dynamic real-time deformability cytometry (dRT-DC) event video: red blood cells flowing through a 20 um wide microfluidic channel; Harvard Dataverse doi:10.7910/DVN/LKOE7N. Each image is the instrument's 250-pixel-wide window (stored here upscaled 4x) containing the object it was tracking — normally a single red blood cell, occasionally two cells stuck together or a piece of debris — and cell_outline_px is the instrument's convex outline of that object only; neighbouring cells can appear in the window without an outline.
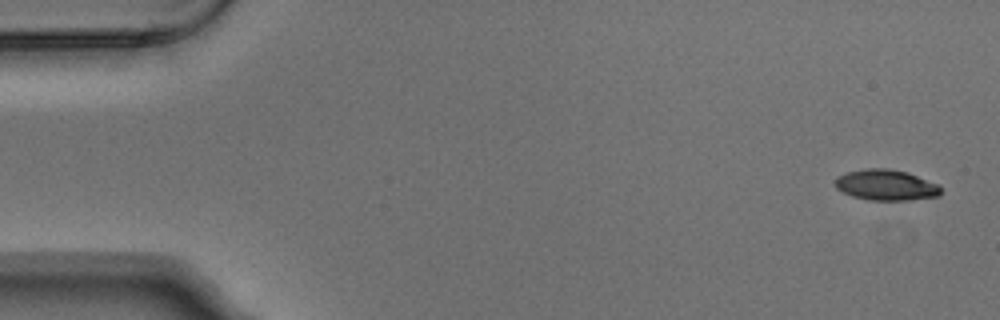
{"species": "Egyptian fruit bat (a non-hibernating species)", "species_latin": "Rousettus aegyptiacus", "temperature_condition": "warm", "stored_images_in_passage": 4, "camera_frame_rate_fps": 3000, "um_per_image_px": 0.085, "animal": {"sex": "male"}, "frame": {"image": 1, "passage_image": 1, "time_ms": 0.0, "image_size_px": [1000, 320], "cell_outline_px": [[940, 196], [908, 200], [868, 200], [852, 196], [836, 188], [836, 176], [848, 172], [868, 168], [888, 168], [908, 172], [940, 184]], "centroid_in_image_um": [75.34, 15.72], "position_along_channel_um": 9.7, "area_um2": 19.02}}
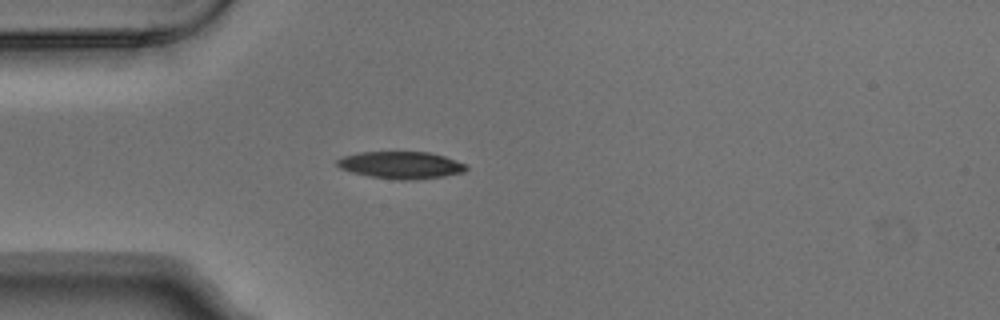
{"frame": {"image": 2, "passage_image": 4, "time_ms": 1.0, "image_size_px": [1000, 320], "cell_outline_px": [[468, 168], [464, 172], [444, 176], [412, 180], [400, 180], [368, 176], [352, 172], [340, 168], [336, 164], [336, 160], [344, 156], [360, 152], [428, 152], [444, 156], [464, 164]], "centroid_in_image_um": [34.06, 14.03], "position_along_channel_um": 50.9, "area_um2": 20.29}}